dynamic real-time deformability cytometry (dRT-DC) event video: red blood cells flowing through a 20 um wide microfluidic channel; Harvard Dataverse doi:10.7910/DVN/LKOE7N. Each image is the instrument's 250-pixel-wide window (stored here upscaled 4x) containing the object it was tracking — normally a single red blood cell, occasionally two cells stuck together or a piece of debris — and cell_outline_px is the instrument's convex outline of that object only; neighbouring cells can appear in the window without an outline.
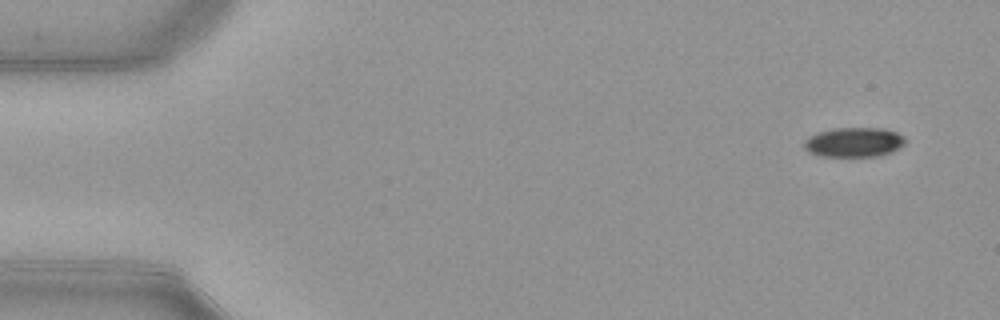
{"species": "common noctule bat (a hibernating species)", "species_latin": "Nyctalus noctula", "temperature_condition": "warm", "stored_images_in_passage": 50, "camera_frame_rate_fps": 3000, "um_per_image_px": 0.085, "animal": {"sex": "female", "body_mass_g": 21.9}, "frame": {"image": 1, "passage_image": 1, "time_ms": 0.0, "image_size_px": [1000, 320], "cell_outline_px": [[904, 144], [880, 156], [824, 156], [808, 152], [804, 148], [804, 140], [808, 136], [832, 128], [880, 128], [896, 132], [904, 136]], "centroid_in_image_um": [72.54, 12.08], "position_along_channel_um": 12.5, "area_um2": 17.22}}
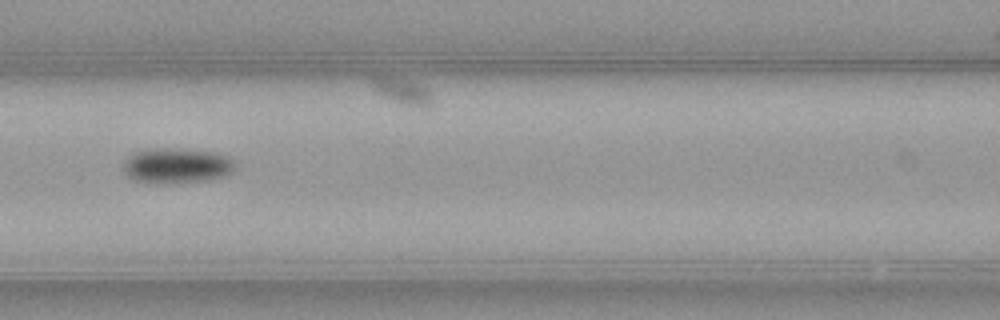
{"frame": {"image": 2, "passage_image": 21, "time_ms": 6.667, "image_size_px": [1000, 320], "cell_outline_px": [[232, 172], [224, 176], [208, 180], [172, 184], [168, 184], [136, 180], [128, 176], [124, 172], [124, 164], [136, 152], [168, 148], [180, 148], [216, 152], [228, 156], [232, 160]], "centroid_in_image_um": [15.08, 14.09], "position_along_channel_um": 151.5, "area_um2": 22.54}}
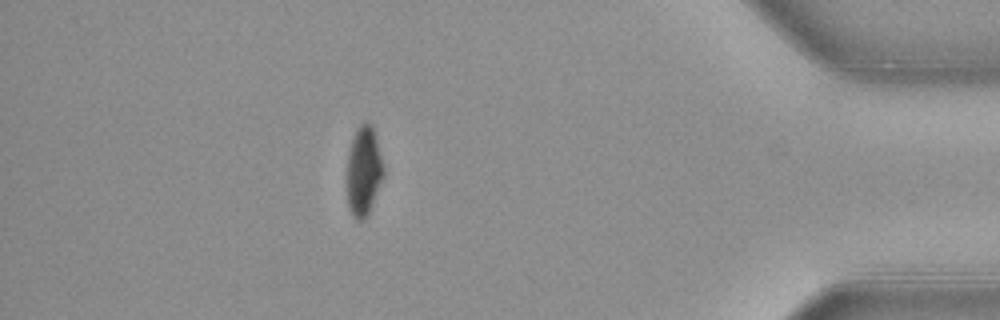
{"frame": {"image": 3, "passage_image": 44, "time_ms": 14.333, "image_size_px": [1000, 320], "cell_outline_px": [[384, 172], [368, 216], [364, 220], [356, 220], [352, 216], [348, 204], [348, 152], [352, 136], [356, 128], [364, 120], [372, 124], [376, 136], [384, 168]], "centroid_in_image_um": [30.91, 14.5], "position_along_channel_um": 404.3, "area_um2": 19.07}, "authors_computed_cell_mechanics": {"area_um2": 19.8254, "velocity_mm_per_s": 3.9358, "shape_relaxation_time_tau1_ms": 3.3701, "shape_relaxation_time_tau2_ms": null, "deformation_change_tau1": 0.1181, "deformation_change_tau2": null}}